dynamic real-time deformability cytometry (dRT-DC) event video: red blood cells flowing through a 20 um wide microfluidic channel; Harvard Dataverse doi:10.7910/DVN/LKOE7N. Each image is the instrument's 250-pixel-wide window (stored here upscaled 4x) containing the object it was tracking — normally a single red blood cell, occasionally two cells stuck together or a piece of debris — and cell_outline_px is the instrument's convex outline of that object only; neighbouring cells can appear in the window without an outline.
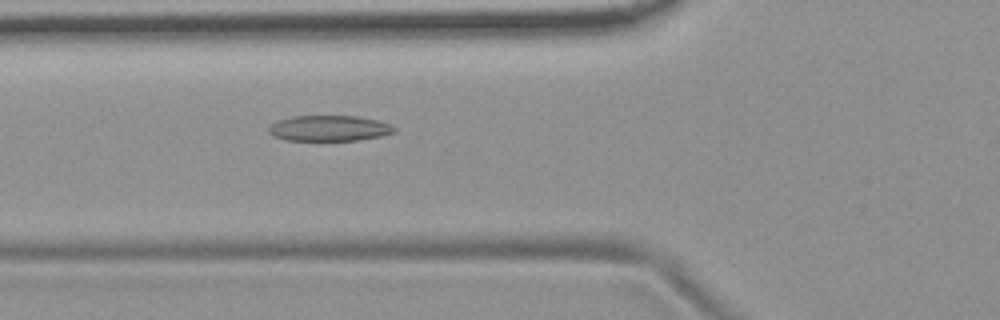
{"species": "common noctule bat (a hibernating species)", "species_latin": "Nyctalus noctula", "temperature_condition": "room temperature", "stored_images_in_passage": 43, "camera_frame_rate_fps": 3000, "um_per_image_px": 0.085, "animal": {"sex": "female", "body_mass_g": 19.9}, "frame": {"image": 1, "passage_image": 10, "time_ms": 3.0, "image_size_px": [1000, 320], "cell_outline_px": [[396, 132], [380, 136], [356, 140], [284, 140], [272, 136], [268, 132], [268, 128], [276, 120], [292, 116], [356, 116], [376, 120], [392, 124], [396, 128]], "centroid_in_image_um": [27.96, 10.9], "position_along_channel_um": 97.8, "area_um2": 18.84}}
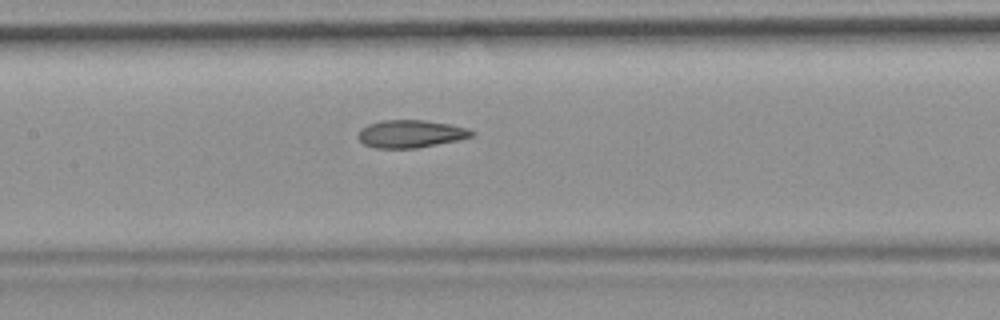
{"frame": {"image": 2, "passage_image": 16, "time_ms": 5.0, "image_size_px": [1000, 320], "cell_outline_px": [[476, 132], [472, 136], [456, 140], [416, 148], [376, 148], [364, 144], [356, 136], [360, 128], [368, 124], [384, 120], [424, 120], [448, 124], [468, 128]], "centroid_in_image_um": [34.87, 11.37], "position_along_channel_um": 172.5, "area_um2": 18.21}}
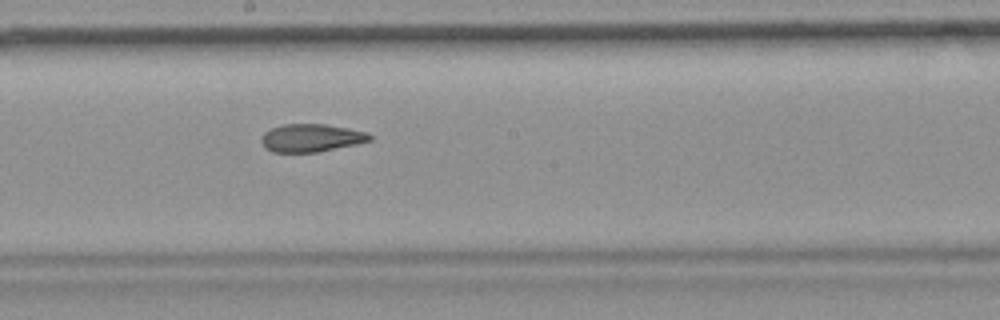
{"frame": {"image": 3, "passage_image": 20, "time_ms": 6.333, "image_size_px": [1000, 320], "cell_outline_px": [[372, 140], [356, 144], [316, 152], [272, 152], [264, 148], [260, 140], [264, 132], [272, 128], [284, 124], [324, 124], [348, 128], [368, 132], [372, 136]], "centroid_in_image_um": [26.44, 11.72], "position_along_channel_um": 221.8, "area_um2": 17.63}, "authors_computed_cell_mechanics": {"area_um2": 18.8428, "velocity_mm_per_s": 3.7161, "shape_relaxation_time_tau1_ms": null, "shape_relaxation_time_tau2_ms": 2.9229, "deformation_change_tau1": null, "deformation_change_tau2": 0.1075}}